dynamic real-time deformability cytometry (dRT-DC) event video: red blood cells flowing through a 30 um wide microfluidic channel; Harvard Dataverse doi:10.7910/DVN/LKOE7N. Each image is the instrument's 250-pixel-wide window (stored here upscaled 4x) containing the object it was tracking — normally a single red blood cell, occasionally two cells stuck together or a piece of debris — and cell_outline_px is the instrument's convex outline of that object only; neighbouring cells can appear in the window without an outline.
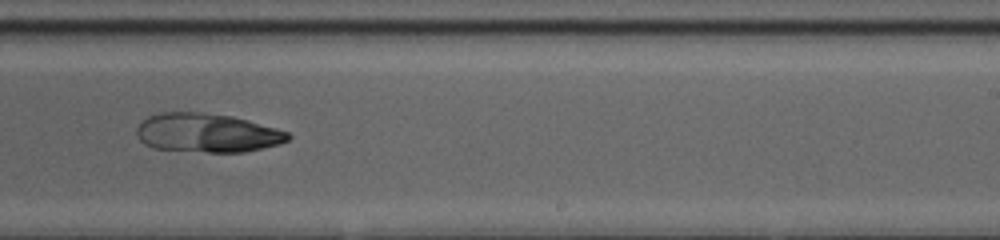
{"species": "common noctule bat (a hibernating species)", "species_latin": "Nyctalus noctula", "temperature_condition": "cold", "stored_images_in_passage": 47, "segment_of_instrument_passage": [2, 2], "camera_frame_rate_fps": 3000, "um_per_image_px": 0.085, "animal": {"sex": "female", "body_mass_g": 20.0, "forearm_length_mm": 54.0}, "frame": {"image": 1, "passage_image": 30, "time_ms": 9.667, "image_size_px": [1000, 240], "cell_outline_px": [[292, 136], [288, 140], [280, 144], [244, 152], [208, 152], [152, 148], [144, 144], [140, 140], [136, 132], [136, 128], [148, 116], [160, 112], [200, 112], [232, 116], [248, 120], [288, 132]], "centroid_in_image_um": [17.6, 11.29], "position_along_channel_um": 271.4, "area_um2": 34.28}}
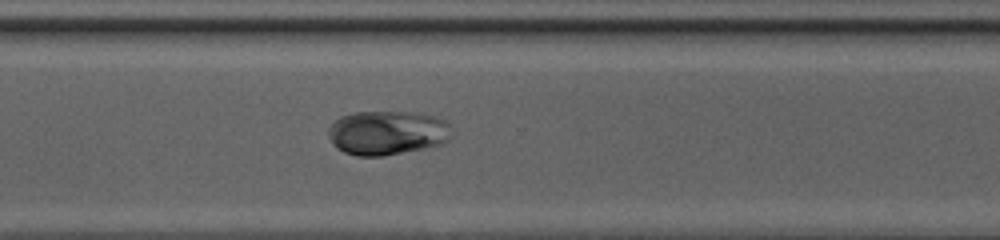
{"frame": {"image": 2, "passage_image": 35, "time_ms": 11.333, "image_size_px": [1000, 240], "cell_outline_px": [[448, 140], [444, 144], [384, 156], [356, 156], [344, 152], [336, 148], [332, 144], [328, 132], [332, 124], [340, 116], [356, 112], [416, 112], [436, 116], [444, 120], [448, 124]], "centroid_in_image_um": [32.89, 11.29], "position_along_channel_um": 337.7, "area_um2": 31.73}}